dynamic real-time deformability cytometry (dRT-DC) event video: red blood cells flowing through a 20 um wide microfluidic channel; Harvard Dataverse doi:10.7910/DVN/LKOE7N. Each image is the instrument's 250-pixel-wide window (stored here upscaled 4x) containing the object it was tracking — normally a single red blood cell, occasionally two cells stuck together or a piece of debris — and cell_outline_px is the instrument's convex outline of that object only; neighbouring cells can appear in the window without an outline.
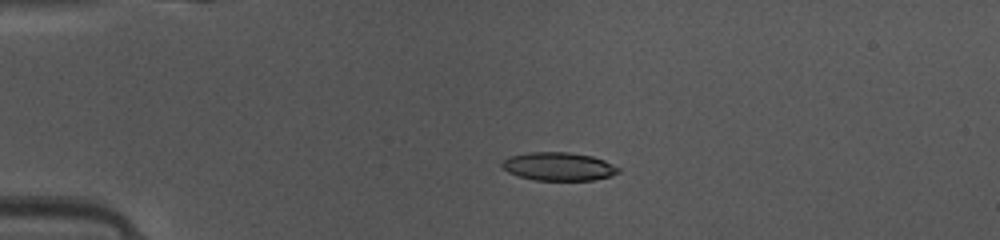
{"species": "common noctule bat (a hibernating species)", "species_latin": "Nyctalus noctula", "temperature_condition": "warm", "stored_images_in_passage": 40, "camera_frame_rate_fps": 3000, "um_per_image_px": 0.085, "animal": {"sex": "female", "body_mass_g": 10.0, "forearm_length_mm": 53.1}, "frame": {"image": 1, "passage_image": 3, "time_ms": 0.667, "image_size_px": [1000, 240], "cell_outline_px": [[620, 172], [612, 176], [592, 180], [536, 180], [520, 176], [508, 172], [500, 164], [508, 156], [528, 152], [568, 152], [592, 156], [604, 160], [620, 168]], "centroid_in_image_um": [47.49, 14.14], "position_along_channel_um": 37.5, "area_um2": 19.19}}
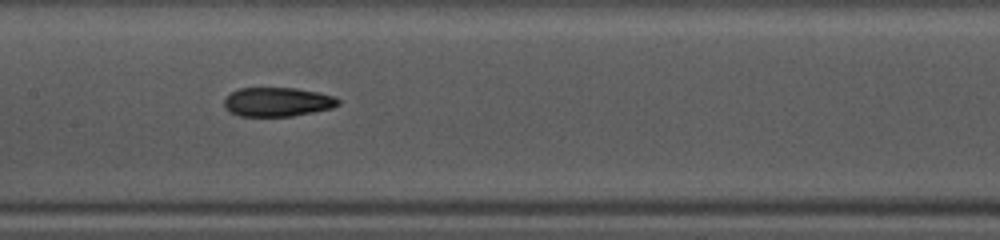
{"frame": {"image": 2, "passage_image": 16, "time_ms": 5.0, "image_size_px": [1000, 240], "cell_outline_px": [[340, 104], [332, 108], [292, 116], [240, 116], [228, 112], [224, 108], [224, 100], [232, 92], [240, 88], [296, 88], [336, 96], [340, 100]], "centroid_in_image_um": [23.58, 8.67], "position_along_channel_um": 183.8, "area_um2": 19.36}}
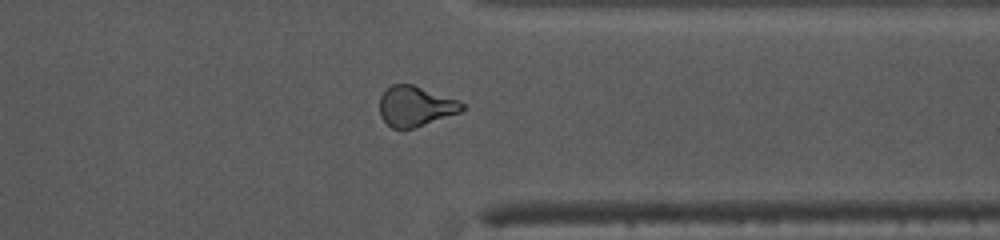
{"frame": {"image": 3, "passage_image": 30, "time_ms": 9.667, "image_size_px": [1000, 240], "cell_outline_px": [[464, 108], [460, 112], [400, 132], [392, 128], [380, 116], [380, 96], [384, 88], [392, 84], [412, 84], [460, 100], [464, 104]], "centroid_in_image_um": [35.28, 9.03], "position_along_channel_um": 376.1, "area_um2": 19.54}, "authors_computed_cell_mechanics": {"area_um2": 19.7098, "velocity_mm_per_s": 4.158, "shape_relaxation_time_tau1_ms": 6.2503, "shape_relaxation_time_tau2_ms": 2.9784, "deformation_change_tau1": 0.1906, "deformation_change_tau2": 0.1135}}